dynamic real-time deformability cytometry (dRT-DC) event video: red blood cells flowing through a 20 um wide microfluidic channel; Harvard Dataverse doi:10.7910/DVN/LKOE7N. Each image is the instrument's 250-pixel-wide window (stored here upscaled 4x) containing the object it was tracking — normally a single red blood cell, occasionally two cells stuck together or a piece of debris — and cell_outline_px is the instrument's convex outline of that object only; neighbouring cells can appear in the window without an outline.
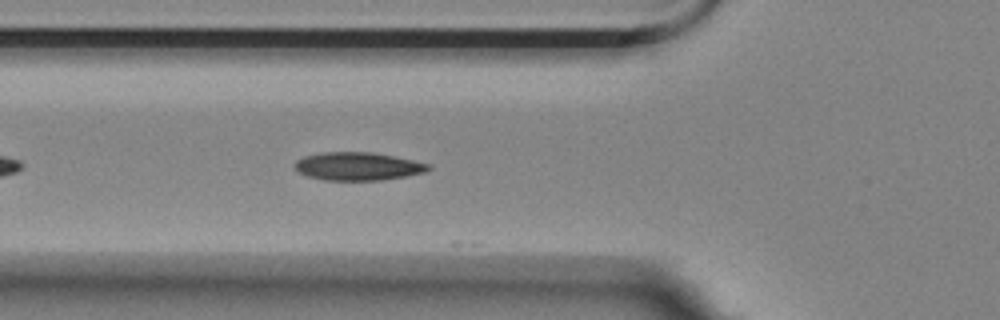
{"species": "Egyptian fruit bat (a non-hibernating species)", "species_latin": "Rousettus aegyptiacus", "temperature_condition": "room temperature", "stored_images_in_passage": 14, "camera_frame_rate_fps": 3000, "um_per_image_px": 0.085, "animal": {"sex": "female"}, "frame": {"image": 1, "passage_image": 7, "time_ms": 2.0, "image_size_px": [1000, 320], "cell_outline_px": [[432, 168], [424, 172], [384, 180], [324, 180], [308, 176], [300, 172], [292, 164], [296, 160], [304, 156], [320, 152], [372, 152], [432, 164]], "centroid_in_image_um": [30.41, 14.13], "position_along_channel_um": 95.4, "area_um2": 21.85}}
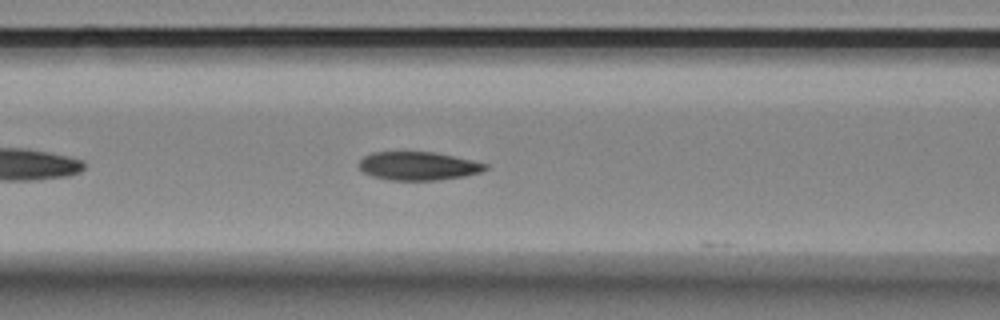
{"frame": {"image": 2, "passage_image": 10, "time_ms": 3.0, "image_size_px": [1000, 320], "cell_outline_px": [[488, 168], [480, 172], [464, 176], [436, 180], [388, 180], [372, 176], [364, 172], [360, 168], [360, 160], [364, 156], [372, 152], [436, 152], [472, 160], [488, 164]], "centroid_in_image_um": [35.56, 14.1], "position_along_channel_um": 131.0, "area_um2": 20.87}}